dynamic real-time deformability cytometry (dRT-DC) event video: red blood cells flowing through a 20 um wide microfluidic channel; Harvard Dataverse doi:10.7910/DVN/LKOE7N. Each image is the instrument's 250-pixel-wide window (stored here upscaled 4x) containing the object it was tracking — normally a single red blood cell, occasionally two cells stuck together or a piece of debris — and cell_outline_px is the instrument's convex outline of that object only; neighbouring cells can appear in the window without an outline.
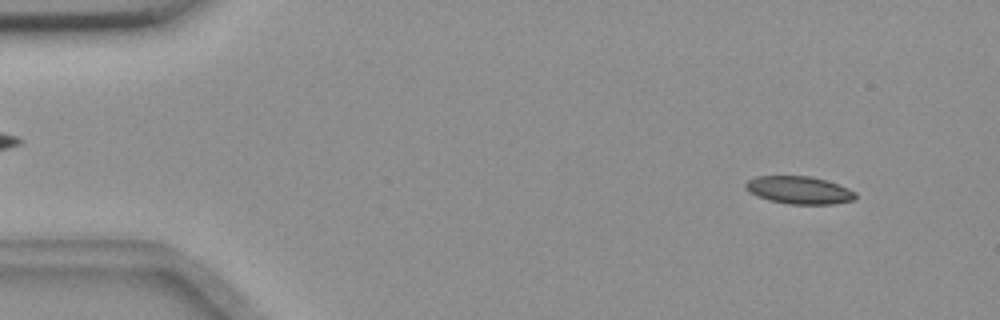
{"species": "common noctule bat (a hibernating species)", "species_latin": "Nyctalus noctula", "temperature_condition": "room temperature", "stored_images_in_passage": 14, "camera_frame_rate_fps": 3000, "um_per_image_px": 0.085, "animal": {"sex": "female", "body_mass_g": 18.4}, "frame": {"image": 1, "passage_image": 3, "time_ms": 0.667, "image_size_px": [1000, 320], "cell_outline_px": [[856, 200], [832, 204], [788, 204], [768, 200], [756, 196], [748, 192], [744, 188], [744, 184], [748, 180], [756, 176], [812, 176], [848, 188], [856, 192]], "centroid_in_image_um": [67.89, 16.16], "position_along_channel_um": 17.1, "area_um2": 17.86}}